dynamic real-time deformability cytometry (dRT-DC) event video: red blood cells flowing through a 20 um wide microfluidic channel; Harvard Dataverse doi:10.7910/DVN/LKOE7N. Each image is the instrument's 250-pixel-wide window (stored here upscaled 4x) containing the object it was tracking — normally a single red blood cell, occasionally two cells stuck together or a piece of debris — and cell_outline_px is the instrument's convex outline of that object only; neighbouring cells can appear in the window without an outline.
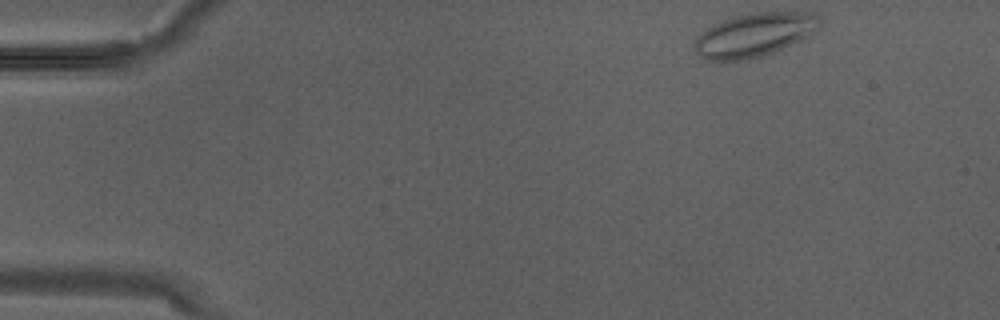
{"species": "Egyptian fruit bat (a non-hibernating species)", "species_latin": "Rousettus aegyptiacus", "temperature_condition": "warm", "stored_images_in_passage": 2, "camera_frame_rate_fps": 3000, "um_per_image_px": 0.085, "animal": {"sex": "male"}, "frame": {"image": 1, "passage_image": 1, "time_ms": 0.0, "image_size_px": [1000, 320], "cell_outline_px": [[820, 20], [812, 32], [808, 36], [772, 52], [760, 56], [744, 60], [720, 64], [708, 60], [700, 56], [696, 52], [692, 44], [696, 36], [712, 24], [736, 16], [756, 12], [816, 12], [820, 16]], "centroid_in_image_um": [64.02, 2.99], "position_along_channel_um": 21.0, "area_um2": 32.02}}